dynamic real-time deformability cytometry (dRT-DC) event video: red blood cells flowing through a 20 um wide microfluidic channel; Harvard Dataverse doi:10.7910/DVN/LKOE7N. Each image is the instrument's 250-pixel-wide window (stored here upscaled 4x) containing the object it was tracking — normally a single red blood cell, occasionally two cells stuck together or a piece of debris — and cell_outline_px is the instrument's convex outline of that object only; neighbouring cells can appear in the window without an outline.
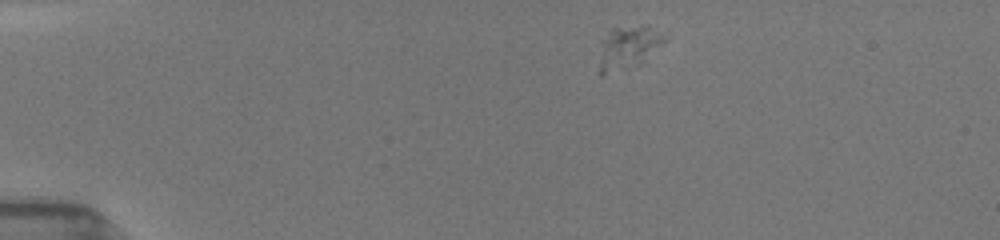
{"species": "common noctule bat (a hibernating species)", "species_latin": "Nyctalus noctula", "temperature_condition": "room temperature", "stored_images_in_passage": 44, "camera_frame_rate_fps": 3000, "um_per_image_px": 0.085, "animal": {"sex": "female", "body_mass_g": 19.5, "forearm_length_mm": 54.1}, "frame": {"image": 1, "passage_image": 1, "time_ms": 0.0, "image_size_px": [1000, 240], "cell_outline_px": [[668, 28], [664, 40], [644, 60], [604, 48], [600, 44], [612, 28], [648, 24]], "centroid_in_image_um": [53.98, 3.4], "position_along_channel_um": 31.0, "area_um2": 11.5}}
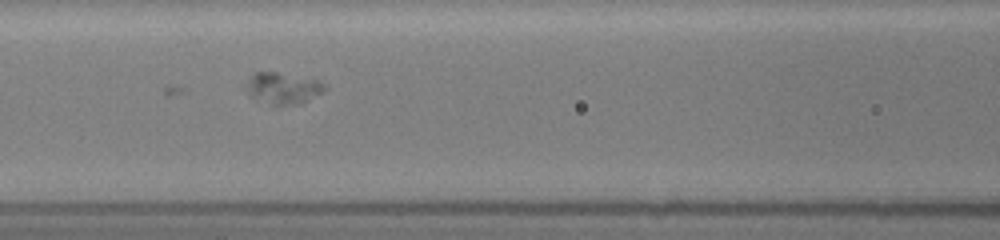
{"frame": {"image": 2, "passage_image": 15, "time_ms": 4.667, "image_size_px": [1000, 240], "cell_outline_px": [[328, 88], [300, 104], [272, 104], [252, 96], [244, 84], [252, 72], [276, 72], [316, 80], [324, 84]], "centroid_in_image_um": [24.02, 7.47], "position_along_channel_um": 142.6, "area_um2": 13.93}}
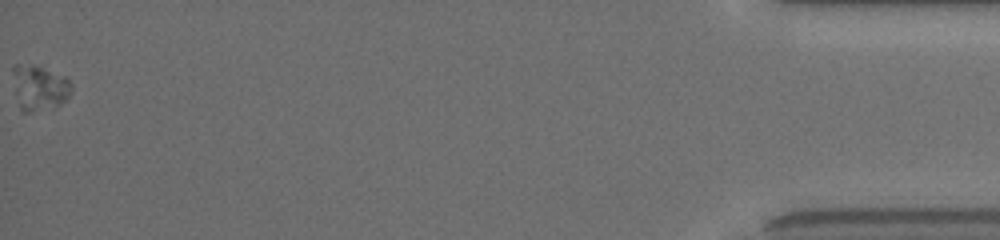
{"frame": {"image": 3, "passage_image": 44, "time_ms": 14.333, "image_size_px": [1000, 240], "cell_outline_px": [[72, 88], [68, 96], [60, 104], [24, 112], [20, 108], [12, 72], [12, 68], [16, 64], [44, 68], [64, 76], [72, 84]], "centroid_in_image_um": [3.35, 7.43], "position_along_channel_um": 431.9, "area_um2": 14.62}}